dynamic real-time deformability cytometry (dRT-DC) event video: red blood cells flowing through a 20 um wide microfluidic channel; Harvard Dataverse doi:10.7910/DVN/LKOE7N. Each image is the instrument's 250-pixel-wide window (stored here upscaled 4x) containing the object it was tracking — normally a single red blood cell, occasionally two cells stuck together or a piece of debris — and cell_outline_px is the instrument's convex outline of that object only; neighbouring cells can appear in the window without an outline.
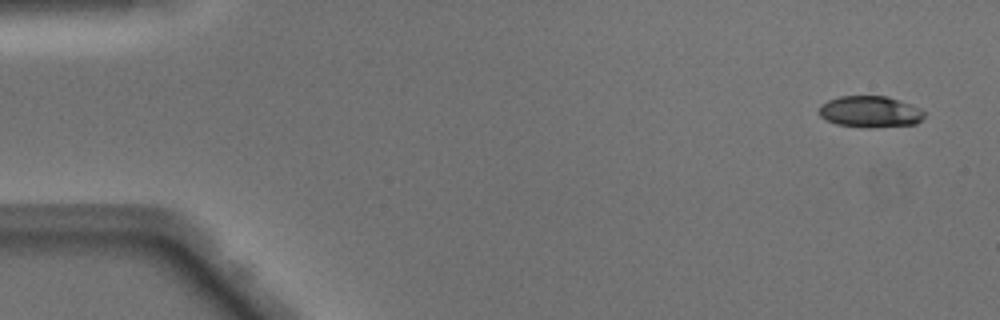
{"species": "Egyptian fruit bat (a non-hibernating species)", "species_latin": "Rousettus aegyptiacus", "temperature_condition": "warm", "stored_images_in_passage": 48, "camera_frame_rate_fps": 3000, "um_per_image_px": 0.085, "animal": {"sex": "male"}, "frame": {"image": 1, "passage_image": 1, "time_ms": 0.0, "image_size_px": [1000, 320], "cell_outline_px": [[924, 116], [916, 124], [868, 128], [836, 124], [820, 116], [820, 104], [828, 100], [840, 96], [888, 96], [900, 100], [920, 108], [924, 112]], "centroid_in_image_um": [73.97, 9.49], "position_along_channel_um": 11.0, "area_um2": 19.25}}
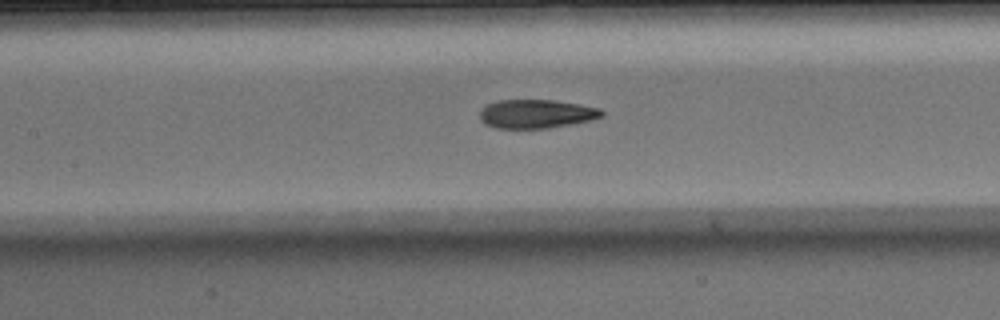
{"frame": {"image": 2, "passage_image": 21, "time_ms": 6.667, "image_size_px": [1000, 320], "cell_outline_px": [[604, 116], [592, 120], [548, 128], [496, 128], [484, 124], [480, 120], [480, 108], [496, 100], [552, 100], [580, 104], [600, 108], [604, 112]], "centroid_in_image_um": [45.58, 9.67], "position_along_channel_um": 161.8, "area_um2": 20.58}}
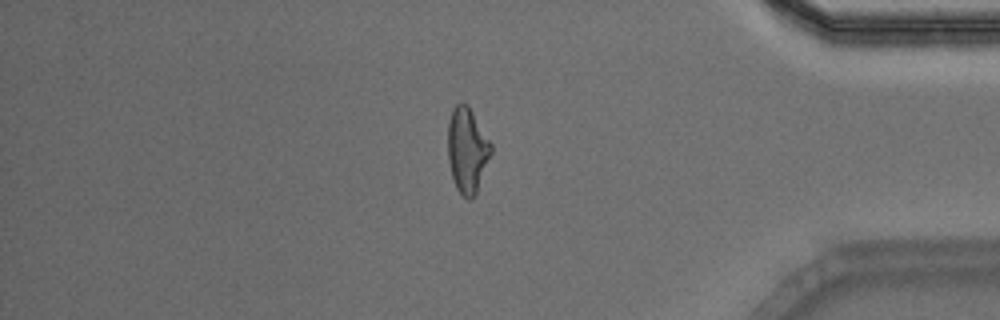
{"frame": {"image": 3, "passage_image": 40, "time_ms": 13.0, "image_size_px": [1000, 320], "cell_outline_px": [[492, 152], [476, 192], [472, 200], [468, 200], [456, 188], [452, 176], [448, 160], [448, 120], [452, 108], [460, 100], [468, 104], [492, 144]], "centroid_in_image_um": [39.7, 12.71], "position_along_channel_um": 395.5, "area_um2": 21.56}}